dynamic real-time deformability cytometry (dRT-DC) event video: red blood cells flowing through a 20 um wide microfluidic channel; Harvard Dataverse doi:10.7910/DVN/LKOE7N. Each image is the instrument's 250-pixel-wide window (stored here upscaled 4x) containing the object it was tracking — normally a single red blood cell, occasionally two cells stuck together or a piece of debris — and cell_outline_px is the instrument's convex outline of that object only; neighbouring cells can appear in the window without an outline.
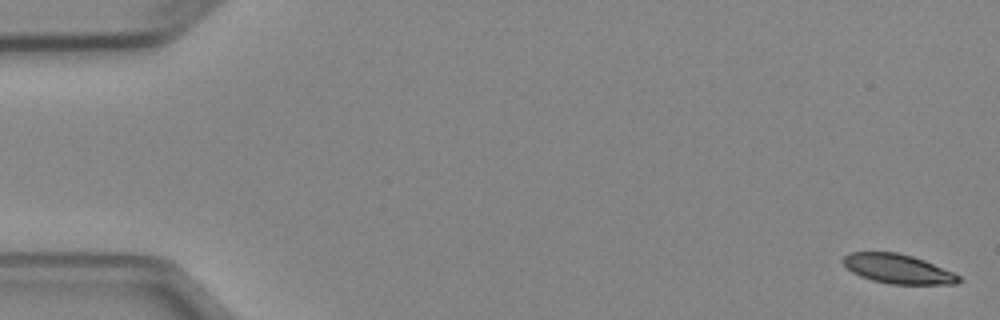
{"species": "Egyptian fruit bat (a non-hibernating species)", "species_latin": "Rousettus aegyptiacus", "temperature_condition": "cold", "stored_images_in_passage": 5, "camera_frame_rate_fps": 3000, "um_per_image_px": 0.085, "animal": {"sex": "female"}, "frame": {"image": 1, "passage_image": 1, "time_ms": 0.0, "image_size_px": [1000, 320], "cell_outline_px": [[964, 280], [956, 284], [892, 284], [872, 280], [860, 276], [852, 272], [844, 264], [844, 256], [848, 252], [896, 252], [912, 256], [924, 260], [952, 272], [960, 276]], "centroid_in_image_um": [76.34, 22.86], "position_along_channel_um": 8.7, "area_um2": 19.65}}
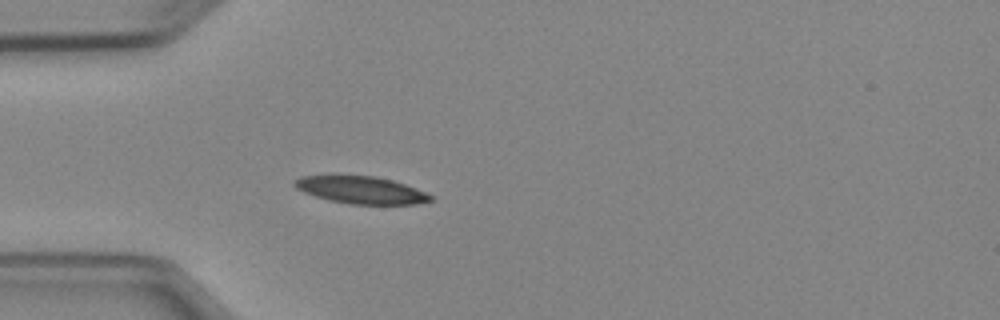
{"frame": {"image": 2, "passage_image": 5, "time_ms": 4.667, "image_size_px": [1000, 320], "cell_outline_px": [[432, 200], [416, 204], [348, 204], [328, 200], [304, 192], [296, 188], [292, 184], [292, 180], [300, 176], [372, 176], [392, 180], [404, 184], [424, 192], [432, 196]], "centroid_in_image_um": [30.64, 16.15], "position_along_channel_um": 54.4, "area_um2": 21.39}}